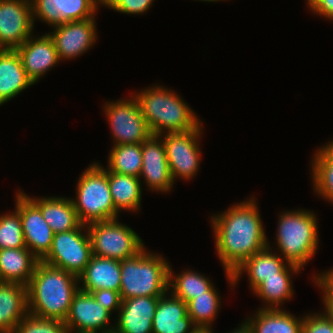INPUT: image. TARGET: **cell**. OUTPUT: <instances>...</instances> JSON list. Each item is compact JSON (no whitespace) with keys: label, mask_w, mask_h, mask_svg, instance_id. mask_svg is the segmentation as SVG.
Wrapping results in <instances>:
<instances>
[{"label":"cell","mask_w":333,"mask_h":333,"mask_svg":"<svg viewBox=\"0 0 333 333\" xmlns=\"http://www.w3.org/2000/svg\"><path fill=\"white\" fill-rule=\"evenodd\" d=\"M141 150L143 162L139 179L143 178L142 182H145L151 192H170L175 182L170 173L162 137L151 135L141 143Z\"/></svg>","instance_id":"16"},{"label":"cell","mask_w":333,"mask_h":333,"mask_svg":"<svg viewBox=\"0 0 333 333\" xmlns=\"http://www.w3.org/2000/svg\"><path fill=\"white\" fill-rule=\"evenodd\" d=\"M107 159L109 171L139 178L143 162L141 143L112 146Z\"/></svg>","instance_id":"31"},{"label":"cell","mask_w":333,"mask_h":333,"mask_svg":"<svg viewBox=\"0 0 333 333\" xmlns=\"http://www.w3.org/2000/svg\"><path fill=\"white\" fill-rule=\"evenodd\" d=\"M31 3L33 21L40 20L50 27L96 17L99 6H103L101 0H31Z\"/></svg>","instance_id":"15"},{"label":"cell","mask_w":333,"mask_h":333,"mask_svg":"<svg viewBox=\"0 0 333 333\" xmlns=\"http://www.w3.org/2000/svg\"><path fill=\"white\" fill-rule=\"evenodd\" d=\"M159 297L161 296L123 299L113 333H153L152 320Z\"/></svg>","instance_id":"18"},{"label":"cell","mask_w":333,"mask_h":333,"mask_svg":"<svg viewBox=\"0 0 333 333\" xmlns=\"http://www.w3.org/2000/svg\"><path fill=\"white\" fill-rule=\"evenodd\" d=\"M309 10L312 14L333 20V0H318Z\"/></svg>","instance_id":"39"},{"label":"cell","mask_w":333,"mask_h":333,"mask_svg":"<svg viewBox=\"0 0 333 333\" xmlns=\"http://www.w3.org/2000/svg\"><path fill=\"white\" fill-rule=\"evenodd\" d=\"M278 218L275 246L288 263L303 269L319 249L317 214L299 208L285 210Z\"/></svg>","instance_id":"4"},{"label":"cell","mask_w":333,"mask_h":333,"mask_svg":"<svg viewBox=\"0 0 333 333\" xmlns=\"http://www.w3.org/2000/svg\"><path fill=\"white\" fill-rule=\"evenodd\" d=\"M332 158H333V141H328L326 144L321 146Z\"/></svg>","instance_id":"42"},{"label":"cell","mask_w":333,"mask_h":333,"mask_svg":"<svg viewBox=\"0 0 333 333\" xmlns=\"http://www.w3.org/2000/svg\"><path fill=\"white\" fill-rule=\"evenodd\" d=\"M152 330L153 333H195L198 328L188 316L187 303L168 291L159 297Z\"/></svg>","instance_id":"20"},{"label":"cell","mask_w":333,"mask_h":333,"mask_svg":"<svg viewBox=\"0 0 333 333\" xmlns=\"http://www.w3.org/2000/svg\"><path fill=\"white\" fill-rule=\"evenodd\" d=\"M25 242L19 212L14 209L0 214V249L24 248Z\"/></svg>","instance_id":"33"},{"label":"cell","mask_w":333,"mask_h":333,"mask_svg":"<svg viewBox=\"0 0 333 333\" xmlns=\"http://www.w3.org/2000/svg\"><path fill=\"white\" fill-rule=\"evenodd\" d=\"M198 1H201V2H218V1H221V0H198ZM222 1H225V0H222Z\"/></svg>","instance_id":"45"},{"label":"cell","mask_w":333,"mask_h":333,"mask_svg":"<svg viewBox=\"0 0 333 333\" xmlns=\"http://www.w3.org/2000/svg\"><path fill=\"white\" fill-rule=\"evenodd\" d=\"M78 280L79 289L83 292L91 293L100 289L120 292V261L93 255Z\"/></svg>","instance_id":"21"},{"label":"cell","mask_w":333,"mask_h":333,"mask_svg":"<svg viewBox=\"0 0 333 333\" xmlns=\"http://www.w3.org/2000/svg\"><path fill=\"white\" fill-rule=\"evenodd\" d=\"M152 135L197 129L201 120L179 94L163 85L148 86L133 94Z\"/></svg>","instance_id":"3"},{"label":"cell","mask_w":333,"mask_h":333,"mask_svg":"<svg viewBox=\"0 0 333 333\" xmlns=\"http://www.w3.org/2000/svg\"><path fill=\"white\" fill-rule=\"evenodd\" d=\"M86 227L95 256L122 261L145 247L141 237L119 219L94 222Z\"/></svg>","instance_id":"7"},{"label":"cell","mask_w":333,"mask_h":333,"mask_svg":"<svg viewBox=\"0 0 333 333\" xmlns=\"http://www.w3.org/2000/svg\"><path fill=\"white\" fill-rule=\"evenodd\" d=\"M34 25L31 0H0V49L21 46Z\"/></svg>","instance_id":"11"},{"label":"cell","mask_w":333,"mask_h":333,"mask_svg":"<svg viewBox=\"0 0 333 333\" xmlns=\"http://www.w3.org/2000/svg\"><path fill=\"white\" fill-rule=\"evenodd\" d=\"M246 318L253 333H302L303 318L282 308L260 309Z\"/></svg>","instance_id":"27"},{"label":"cell","mask_w":333,"mask_h":333,"mask_svg":"<svg viewBox=\"0 0 333 333\" xmlns=\"http://www.w3.org/2000/svg\"><path fill=\"white\" fill-rule=\"evenodd\" d=\"M228 333H253V331L249 326V324L246 322V320H244V322H242L241 325L239 324L237 329H234L232 332Z\"/></svg>","instance_id":"40"},{"label":"cell","mask_w":333,"mask_h":333,"mask_svg":"<svg viewBox=\"0 0 333 333\" xmlns=\"http://www.w3.org/2000/svg\"><path fill=\"white\" fill-rule=\"evenodd\" d=\"M302 333H333V320L325 310L305 314Z\"/></svg>","instance_id":"36"},{"label":"cell","mask_w":333,"mask_h":333,"mask_svg":"<svg viewBox=\"0 0 333 333\" xmlns=\"http://www.w3.org/2000/svg\"><path fill=\"white\" fill-rule=\"evenodd\" d=\"M41 211L43 219L54 234L76 229L81 223L71 198L68 197H31L24 193Z\"/></svg>","instance_id":"24"},{"label":"cell","mask_w":333,"mask_h":333,"mask_svg":"<svg viewBox=\"0 0 333 333\" xmlns=\"http://www.w3.org/2000/svg\"><path fill=\"white\" fill-rule=\"evenodd\" d=\"M312 279L314 284L322 290V301H333V268L313 274Z\"/></svg>","instance_id":"38"},{"label":"cell","mask_w":333,"mask_h":333,"mask_svg":"<svg viewBox=\"0 0 333 333\" xmlns=\"http://www.w3.org/2000/svg\"><path fill=\"white\" fill-rule=\"evenodd\" d=\"M178 274L173 273L172 266L170 265L168 291L173 296L182 299L185 303L200 294H205V292L214 286L207 276L197 271L185 269V271Z\"/></svg>","instance_id":"29"},{"label":"cell","mask_w":333,"mask_h":333,"mask_svg":"<svg viewBox=\"0 0 333 333\" xmlns=\"http://www.w3.org/2000/svg\"><path fill=\"white\" fill-rule=\"evenodd\" d=\"M323 309L327 312V314L332 318L333 320V301H323Z\"/></svg>","instance_id":"41"},{"label":"cell","mask_w":333,"mask_h":333,"mask_svg":"<svg viewBox=\"0 0 333 333\" xmlns=\"http://www.w3.org/2000/svg\"><path fill=\"white\" fill-rule=\"evenodd\" d=\"M318 0H306V5L310 9Z\"/></svg>","instance_id":"43"},{"label":"cell","mask_w":333,"mask_h":333,"mask_svg":"<svg viewBox=\"0 0 333 333\" xmlns=\"http://www.w3.org/2000/svg\"><path fill=\"white\" fill-rule=\"evenodd\" d=\"M203 134L202 124L192 131L161 134L164 143L170 173L176 179H193L200 169V138Z\"/></svg>","instance_id":"10"},{"label":"cell","mask_w":333,"mask_h":333,"mask_svg":"<svg viewBox=\"0 0 333 333\" xmlns=\"http://www.w3.org/2000/svg\"><path fill=\"white\" fill-rule=\"evenodd\" d=\"M216 289L214 285L205 294H200L187 302L188 316L198 329H213L212 324L221 308V297Z\"/></svg>","instance_id":"30"},{"label":"cell","mask_w":333,"mask_h":333,"mask_svg":"<svg viewBox=\"0 0 333 333\" xmlns=\"http://www.w3.org/2000/svg\"><path fill=\"white\" fill-rule=\"evenodd\" d=\"M20 56L27 76L35 84L60 61L53 39L48 33L30 36L15 49Z\"/></svg>","instance_id":"17"},{"label":"cell","mask_w":333,"mask_h":333,"mask_svg":"<svg viewBox=\"0 0 333 333\" xmlns=\"http://www.w3.org/2000/svg\"><path fill=\"white\" fill-rule=\"evenodd\" d=\"M29 313L28 289L21 283L0 284V333H13Z\"/></svg>","instance_id":"23"},{"label":"cell","mask_w":333,"mask_h":333,"mask_svg":"<svg viewBox=\"0 0 333 333\" xmlns=\"http://www.w3.org/2000/svg\"><path fill=\"white\" fill-rule=\"evenodd\" d=\"M256 200L253 196L211 216L216 253L225 269L229 286L233 288L232 272L268 246Z\"/></svg>","instance_id":"1"},{"label":"cell","mask_w":333,"mask_h":333,"mask_svg":"<svg viewBox=\"0 0 333 333\" xmlns=\"http://www.w3.org/2000/svg\"><path fill=\"white\" fill-rule=\"evenodd\" d=\"M13 333H69L65 322L57 319L41 318L28 313L17 325Z\"/></svg>","instance_id":"34"},{"label":"cell","mask_w":333,"mask_h":333,"mask_svg":"<svg viewBox=\"0 0 333 333\" xmlns=\"http://www.w3.org/2000/svg\"><path fill=\"white\" fill-rule=\"evenodd\" d=\"M91 294L95 298L98 305L104 307L111 314H113V312H115V314L117 312L118 314L122 303L120 292L109 289H100L91 292Z\"/></svg>","instance_id":"37"},{"label":"cell","mask_w":333,"mask_h":333,"mask_svg":"<svg viewBox=\"0 0 333 333\" xmlns=\"http://www.w3.org/2000/svg\"><path fill=\"white\" fill-rule=\"evenodd\" d=\"M39 259L27 248L0 249L2 282L28 285Z\"/></svg>","instance_id":"25"},{"label":"cell","mask_w":333,"mask_h":333,"mask_svg":"<svg viewBox=\"0 0 333 333\" xmlns=\"http://www.w3.org/2000/svg\"><path fill=\"white\" fill-rule=\"evenodd\" d=\"M81 224L119 218L115 209L107 177V168L101 163H91L79 176L76 197L71 198Z\"/></svg>","instance_id":"6"},{"label":"cell","mask_w":333,"mask_h":333,"mask_svg":"<svg viewBox=\"0 0 333 333\" xmlns=\"http://www.w3.org/2000/svg\"><path fill=\"white\" fill-rule=\"evenodd\" d=\"M302 268L289 264L281 273L279 277L265 278V280L253 291L264 306L260 309H277L287 300H291L294 295L292 275L301 273ZM293 273V274H292ZM265 303V304H264Z\"/></svg>","instance_id":"26"},{"label":"cell","mask_w":333,"mask_h":333,"mask_svg":"<svg viewBox=\"0 0 333 333\" xmlns=\"http://www.w3.org/2000/svg\"><path fill=\"white\" fill-rule=\"evenodd\" d=\"M112 314L97 304L91 293L74 295L65 325L70 333H113ZM111 325V326H110Z\"/></svg>","instance_id":"13"},{"label":"cell","mask_w":333,"mask_h":333,"mask_svg":"<svg viewBox=\"0 0 333 333\" xmlns=\"http://www.w3.org/2000/svg\"><path fill=\"white\" fill-rule=\"evenodd\" d=\"M32 85L17 51L0 49V106Z\"/></svg>","instance_id":"22"},{"label":"cell","mask_w":333,"mask_h":333,"mask_svg":"<svg viewBox=\"0 0 333 333\" xmlns=\"http://www.w3.org/2000/svg\"><path fill=\"white\" fill-rule=\"evenodd\" d=\"M48 32L53 39L58 57L61 60H72L93 48L97 41L96 19L68 21L51 27Z\"/></svg>","instance_id":"12"},{"label":"cell","mask_w":333,"mask_h":333,"mask_svg":"<svg viewBox=\"0 0 333 333\" xmlns=\"http://www.w3.org/2000/svg\"><path fill=\"white\" fill-rule=\"evenodd\" d=\"M195 333H214V330H203V329H198Z\"/></svg>","instance_id":"44"},{"label":"cell","mask_w":333,"mask_h":333,"mask_svg":"<svg viewBox=\"0 0 333 333\" xmlns=\"http://www.w3.org/2000/svg\"><path fill=\"white\" fill-rule=\"evenodd\" d=\"M278 251L272 250L268 239V246L263 250L246 259L233 272V286L242 278V274L247 275L250 291H254L265 278L279 277L281 273L290 263H288Z\"/></svg>","instance_id":"19"},{"label":"cell","mask_w":333,"mask_h":333,"mask_svg":"<svg viewBox=\"0 0 333 333\" xmlns=\"http://www.w3.org/2000/svg\"><path fill=\"white\" fill-rule=\"evenodd\" d=\"M131 95L127 99L107 101L103 106L113 146L143 143L152 135L133 92Z\"/></svg>","instance_id":"8"},{"label":"cell","mask_w":333,"mask_h":333,"mask_svg":"<svg viewBox=\"0 0 333 333\" xmlns=\"http://www.w3.org/2000/svg\"><path fill=\"white\" fill-rule=\"evenodd\" d=\"M318 148L310 162L313 191L333 204V158L322 147Z\"/></svg>","instance_id":"32"},{"label":"cell","mask_w":333,"mask_h":333,"mask_svg":"<svg viewBox=\"0 0 333 333\" xmlns=\"http://www.w3.org/2000/svg\"><path fill=\"white\" fill-rule=\"evenodd\" d=\"M169 266L163 255L147 251L146 247L120 261L121 299L163 296L168 292Z\"/></svg>","instance_id":"5"},{"label":"cell","mask_w":333,"mask_h":333,"mask_svg":"<svg viewBox=\"0 0 333 333\" xmlns=\"http://www.w3.org/2000/svg\"><path fill=\"white\" fill-rule=\"evenodd\" d=\"M15 209L20 215L25 246L41 260L51 248L54 232L24 191L16 192Z\"/></svg>","instance_id":"14"},{"label":"cell","mask_w":333,"mask_h":333,"mask_svg":"<svg viewBox=\"0 0 333 333\" xmlns=\"http://www.w3.org/2000/svg\"><path fill=\"white\" fill-rule=\"evenodd\" d=\"M156 0H105L103 7L124 14L140 15L149 11Z\"/></svg>","instance_id":"35"},{"label":"cell","mask_w":333,"mask_h":333,"mask_svg":"<svg viewBox=\"0 0 333 333\" xmlns=\"http://www.w3.org/2000/svg\"><path fill=\"white\" fill-rule=\"evenodd\" d=\"M108 183L115 209L138 212L141 207L142 182L139 178L130 175L118 174L107 169Z\"/></svg>","instance_id":"28"},{"label":"cell","mask_w":333,"mask_h":333,"mask_svg":"<svg viewBox=\"0 0 333 333\" xmlns=\"http://www.w3.org/2000/svg\"><path fill=\"white\" fill-rule=\"evenodd\" d=\"M92 256L87 227L80 224L74 230L54 234L51 248L41 261L78 277Z\"/></svg>","instance_id":"9"},{"label":"cell","mask_w":333,"mask_h":333,"mask_svg":"<svg viewBox=\"0 0 333 333\" xmlns=\"http://www.w3.org/2000/svg\"><path fill=\"white\" fill-rule=\"evenodd\" d=\"M27 289L30 314L65 321L79 290V280L73 273L39 260Z\"/></svg>","instance_id":"2"}]
</instances>
